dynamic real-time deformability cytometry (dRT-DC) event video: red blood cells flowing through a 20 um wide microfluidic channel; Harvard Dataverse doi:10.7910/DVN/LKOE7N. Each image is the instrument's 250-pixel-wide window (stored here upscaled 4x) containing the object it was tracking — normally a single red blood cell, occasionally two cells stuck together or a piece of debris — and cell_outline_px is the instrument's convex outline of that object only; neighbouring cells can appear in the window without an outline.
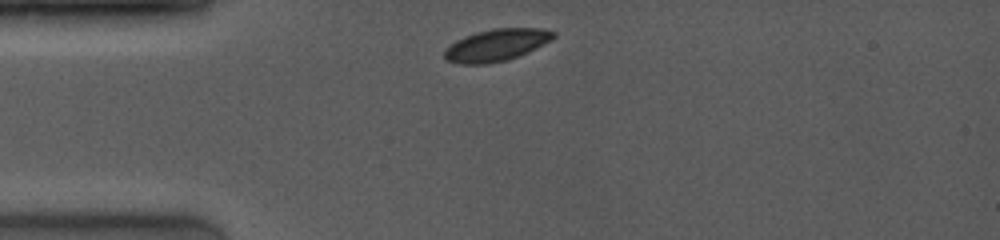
{"species": "common noctule bat (a hibernating species)", "species_latin": "Nyctalus noctula", "temperature_condition": "room temperature", "stored_images_in_passage": 24, "camera_frame_rate_fps": 4000, "um_per_image_px": 0.085, "animal": {"sex": "female", "body_mass_g": 19.0, "forearm_length_mm": 53.3}, "frame": {"image": 1, "passage_image": 1, "time_ms": 0.0, "image_size_px": [1000, 240], "cell_outline_px": [[556, 36], [552, 40], [528, 52], [508, 60], [488, 64], [456, 64], [444, 60], [444, 48], [456, 40], [464, 36], [476, 32], [492, 28], [540, 28], [556, 32]], "centroid_in_image_um": [42.16, 3.84], "position_along_channel_um": 42.8, "area_um2": 20.69}}
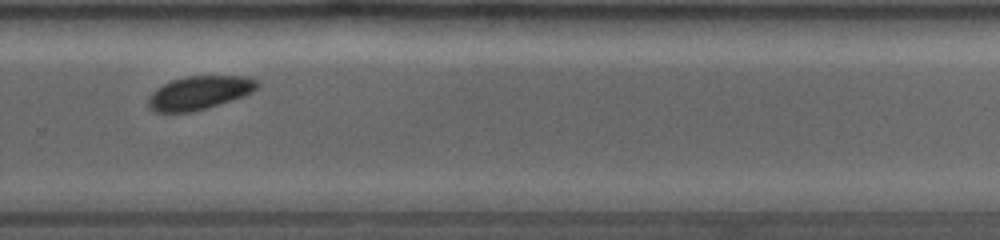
{"frame": {"image": 2, "passage_image": 17, "time_ms": 7.25, "image_size_px": [1000, 240], "cell_outline_px": [[260, 84], [252, 92], [244, 96], [192, 112], [156, 112], [148, 108], [148, 96], [156, 88], [172, 80], [188, 76], [244, 76], [256, 80]], "centroid_in_image_um": [16.92, 7.88], "position_along_channel_um": 312.9, "area_um2": 21.15}}
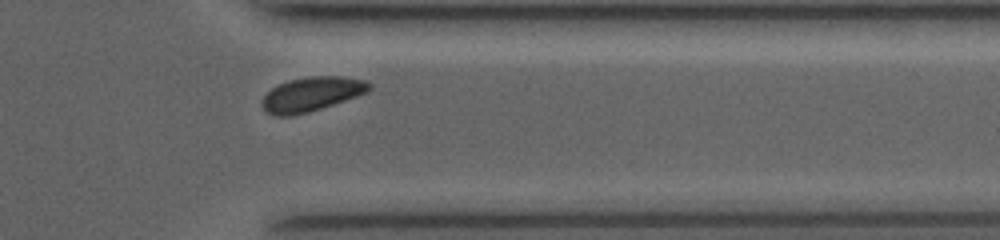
{"frame": {"image": 3, "passage_image": 21, "time_ms": 9.0, "image_size_px": [1000, 240], "cell_outline_px": [[372, 88], [368, 92], [308, 112], [292, 116], [276, 116], [268, 112], [264, 108], [264, 96], [272, 88], [288, 80], [308, 76], [340, 76], [368, 80], [372, 84]], "centroid_in_image_um": [26.54, 7.98], "position_along_channel_um": 384.9, "area_um2": 21.15}, "authors_computed_cell_mechanics": {"area_um2": 21.386, "velocity_mm_per_s": 4.0369, "shape_relaxation_time_tau1_ms": 0.6228, "shape_relaxation_time_tau2_ms": null, "deformation_change_tau1": 0.0544, "deformation_change_tau2": null}}